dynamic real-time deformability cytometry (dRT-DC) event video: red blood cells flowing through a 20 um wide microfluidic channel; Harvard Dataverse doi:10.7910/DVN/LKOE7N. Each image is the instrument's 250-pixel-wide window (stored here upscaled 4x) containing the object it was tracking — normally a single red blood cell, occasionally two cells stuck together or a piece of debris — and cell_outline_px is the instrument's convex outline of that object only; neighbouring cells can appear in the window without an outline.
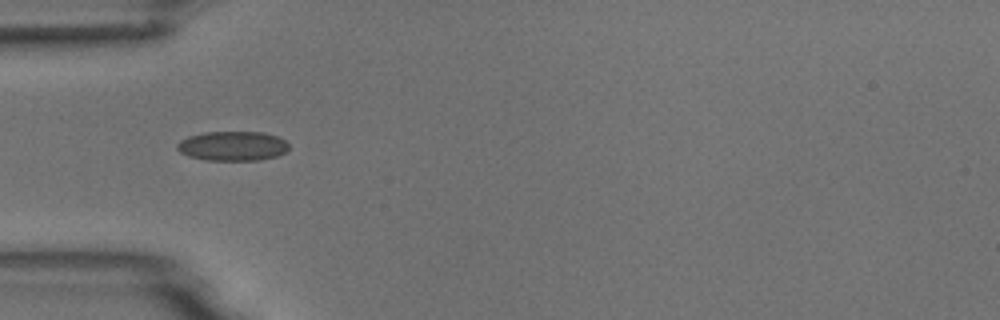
{"species": "common noctule bat (a hibernating species)", "species_latin": "Nyctalus noctula", "temperature_condition": "room temperature", "stored_images_in_passage": 15, "camera_frame_rate_fps": 3000, "um_per_image_px": 0.085, "animal": {"sex": "male", "body_mass_g": 18.8}, "frame": {"image": 1, "passage_image": 5, "time_ms": 4.667, "image_size_px": [1000, 320], "cell_outline_px": [[288, 148], [284, 152], [276, 156], [260, 160], [204, 160], [188, 156], [180, 152], [176, 148], [176, 144], [180, 140], [188, 136], [204, 132], [264, 132], [276, 136], [284, 140], [288, 144]], "centroid_in_image_um": [19.73, 12.41], "position_along_channel_um": 65.3, "area_um2": 19.25}}
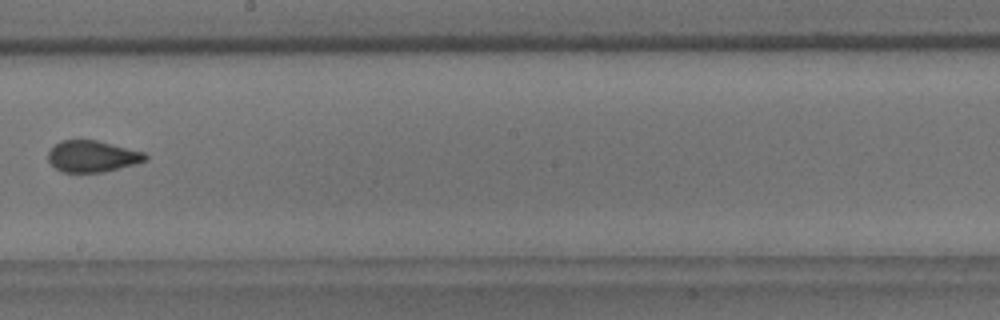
{"frame": {"image": 2, "passage_image": 9, "time_ms": 9.333, "image_size_px": [1000, 320], "cell_outline_px": [[148, 160], [136, 164], [104, 172], [60, 172], [48, 160], [48, 152], [60, 140], [96, 140], [144, 152], [148, 156]], "centroid_in_image_um": [7.86, 13.29], "position_along_channel_um": 240.3, "area_um2": 17.8}}
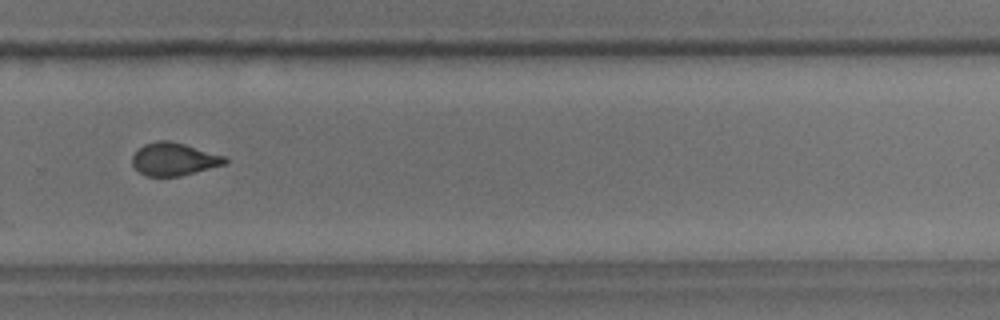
{"frame": {"image": 3, "passage_image": 11, "time_ms": 11.333, "image_size_px": [1000, 320], "cell_outline_px": [[228, 160], [224, 164], [180, 176], [144, 176], [132, 164], [132, 156], [144, 144], [156, 140], [168, 140], [184, 144], [224, 156]], "centroid_in_image_um": [14.75, 13.53], "position_along_channel_um": 315.1, "area_um2": 17.46}}